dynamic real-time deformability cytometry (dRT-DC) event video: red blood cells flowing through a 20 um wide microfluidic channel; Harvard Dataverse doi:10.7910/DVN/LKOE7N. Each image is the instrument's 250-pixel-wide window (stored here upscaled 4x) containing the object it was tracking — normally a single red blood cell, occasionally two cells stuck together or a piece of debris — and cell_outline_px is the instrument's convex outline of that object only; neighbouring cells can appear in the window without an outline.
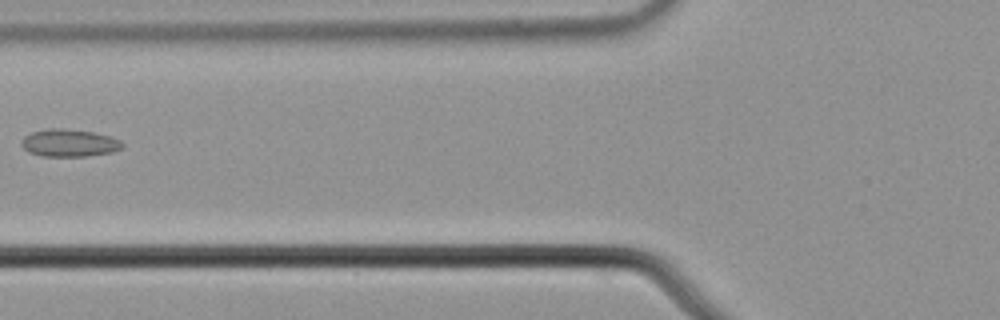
{"species": "common noctule bat (a hibernating species)", "species_latin": "Nyctalus noctula", "temperature_condition": "cold", "stored_images_in_passage": 4, "camera_frame_rate_fps": 3000, "um_per_image_px": 0.085, "animal": {"sex": "male", "body_mass_g": 21.5, "forearm_length_mm": 52.0}, "frame": {"image": 1, "passage_image": 2, "time_ms": 0.333, "image_size_px": [1000, 320], "cell_outline_px": [[124, 144], [120, 148], [112, 152], [88, 156], [40, 156], [28, 152], [20, 144], [24, 136], [32, 132], [48, 128], [60, 128], [92, 132], [112, 136], [120, 140]], "centroid_in_image_um": [5.87, 12.15], "position_along_channel_um": 119.9, "area_um2": 16.18}}